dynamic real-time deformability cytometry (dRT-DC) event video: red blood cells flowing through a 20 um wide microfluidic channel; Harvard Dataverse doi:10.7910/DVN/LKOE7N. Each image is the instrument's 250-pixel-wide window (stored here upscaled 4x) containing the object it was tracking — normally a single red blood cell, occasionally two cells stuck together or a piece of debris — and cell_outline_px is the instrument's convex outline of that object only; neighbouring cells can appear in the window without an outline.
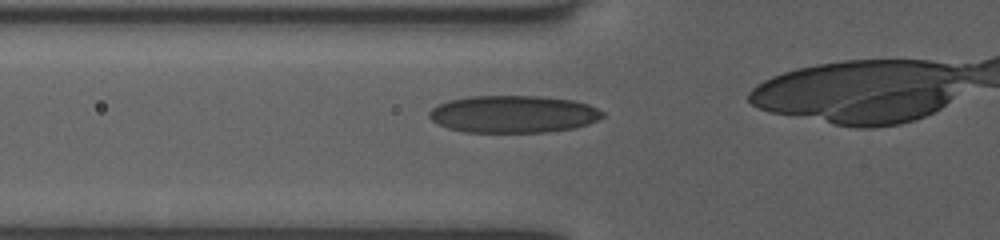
{"species": "human", "species_latin": "Homo sapiens", "temperature_condition": "room temperature", "stored_images_in_passage": 30, "camera_frame_rate_fps": 3000, "um_per_image_px": 0.085, "donor": {"sex": "female"}, "frame": {"image": 1, "passage_image": 7, "time_ms": 2.0, "image_size_px": [1000, 240], "cell_outline_px": [[604, 116], [588, 124], [576, 128], [548, 132], [464, 132], [448, 128], [432, 120], [428, 116], [428, 112], [432, 108], [448, 100], [472, 96], [536, 96], [572, 100], [588, 104], [604, 112]], "centroid_in_image_um": [43.64, 9.7], "position_along_channel_um": 82.2, "area_um2": 37.63}}
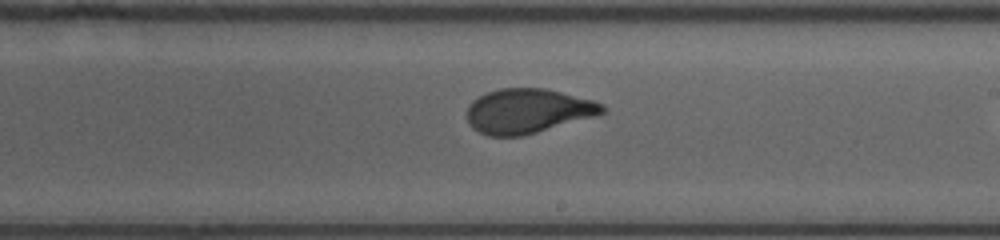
{"frame": {"image": 2, "passage_image": 19, "time_ms": 6.0, "image_size_px": [1000, 240], "cell_outline_px": [[608, 108], [604, 112], [596, 116], [524, 136], [488, 136], [472, 128], [468, 124], [468, 104], [472, 100], [488, 92], [500, 88], [544, 88], [592, 100], [604, 104]], "centroid_in_image_um": [44.87, 9.44], "position_along_channel_um": 244.1, "area_um2": 35.26}}
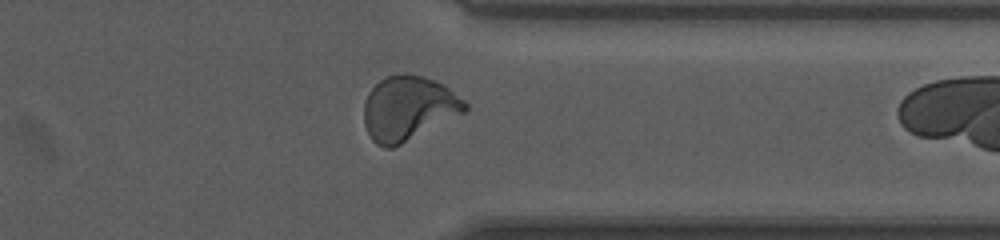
{"frame": {"image": 3, "passage_image": 29, "time_ms": 9.333, "image_size_px": [1000, 240], "cell_outline_px": [[468, 108], [464, 112], [392, 148], [384, 148], [376, 144], [372, 140], [364, 124], [364, 104], [368, 92], [380, 80], [388, 76], [424, 76], [436, 80], [444, 84], [464, 100], [468, 104]], "centroid_in_image_um": [34.7, 9.21], "position_along_channel_um": 376.7, "area_um2": 37.22}}